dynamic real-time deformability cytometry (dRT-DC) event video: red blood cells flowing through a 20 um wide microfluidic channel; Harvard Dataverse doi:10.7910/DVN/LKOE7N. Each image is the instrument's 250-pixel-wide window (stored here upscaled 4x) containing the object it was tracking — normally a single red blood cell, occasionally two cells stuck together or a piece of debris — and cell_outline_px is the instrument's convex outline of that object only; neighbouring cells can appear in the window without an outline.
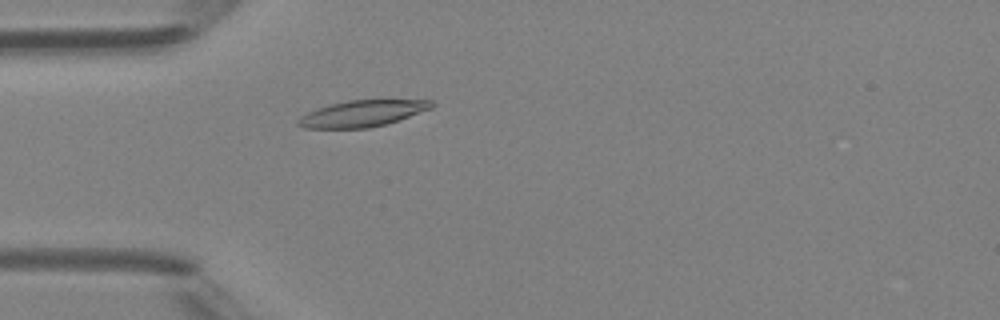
{"species": "Egyptian fruit bat (a non-hibernating species)", "species_latin": "Rousettus aegyptiacus", "temperature_condition": "room temperature", "stored_images_in_passage": 3, "camera_frame_rate_fps": 3000, "um_per_image_px": 0.085, "animal": {"sex": "female"}, "frame": {"image": 1, "passage_image": 3, "time_ms": 3.0, "image_size_px": [1000, 320], "cell_outline_px": [[436, 104], [432, 108], [400, 120], [368, 128], [304, 128], [296, 124], [296, 120], [300, 116], [316, 108], [328, 104], [348, 100], [432, 100]], "centroid_in_image_um": [30.78, 9.64], "position_along_channel_um": 54.2, "area_um2": 20.63}}